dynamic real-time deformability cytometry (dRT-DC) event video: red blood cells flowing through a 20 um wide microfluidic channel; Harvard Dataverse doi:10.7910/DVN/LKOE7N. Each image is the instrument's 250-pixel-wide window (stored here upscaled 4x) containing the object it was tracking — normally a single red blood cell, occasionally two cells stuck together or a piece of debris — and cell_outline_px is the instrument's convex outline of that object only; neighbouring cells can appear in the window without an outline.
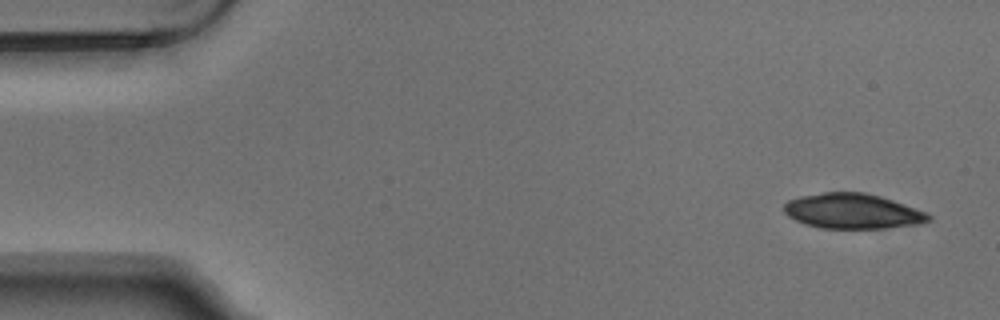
{"species": "Egyptian fruit bat (a non-hibernating species)", "species_latin": "Rousettus aegyptiacus", "temperature_condition": "warm", "stored_images_in_passage": 5, "camera_frame_rate_fps": 3000, "um_per_image_px": 0.085, "animal": {"sex": "male"}, "frame": {"image": 1, "passage_image": 1, "time_ms": 0.0, "image_size_px": [1000, 320], "cell_outline_px": [[932, 220], [924, 224], [884, 228], [820, 228], [804, 224], [788, 216], [784, 212], [784, 204], [788, 200], [800, 196], [824, 192], [864, 192], [880, 196], [928, 212], [932, 216]], "centroid_in_image_um": [72.51, 17.95], "position_along_channel_um": 12.5, "area_um2": 29.82}}
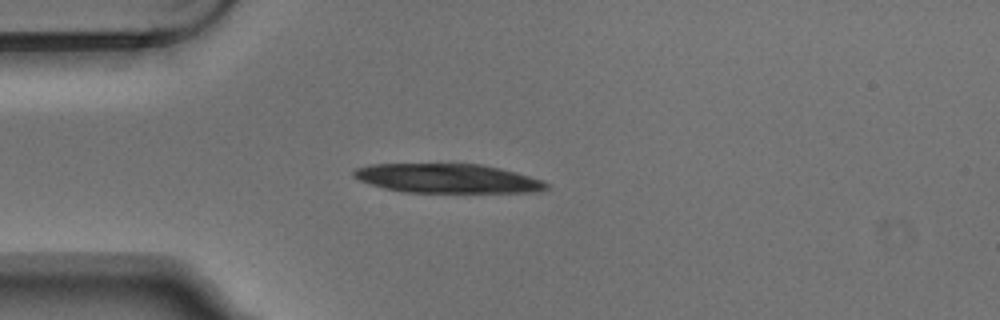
{"frame": {"image": 2, "passage_image": 4, "time_ms": 1.0, "image_size_px": [1000, 320], "cell_outline_px": [[552, 184], [548, 188], [540, 192], [404, 192], [384, 188], [360, 180], [352, 176], [352, 172], [356, 168], [372, 164], [480, 164], [500, 168], [516, 172], [544, 180]], "centroid_in_image_um": [38.1, 15.17], "position_along_channel_um": 46.9, "area_um2": 32.83}}